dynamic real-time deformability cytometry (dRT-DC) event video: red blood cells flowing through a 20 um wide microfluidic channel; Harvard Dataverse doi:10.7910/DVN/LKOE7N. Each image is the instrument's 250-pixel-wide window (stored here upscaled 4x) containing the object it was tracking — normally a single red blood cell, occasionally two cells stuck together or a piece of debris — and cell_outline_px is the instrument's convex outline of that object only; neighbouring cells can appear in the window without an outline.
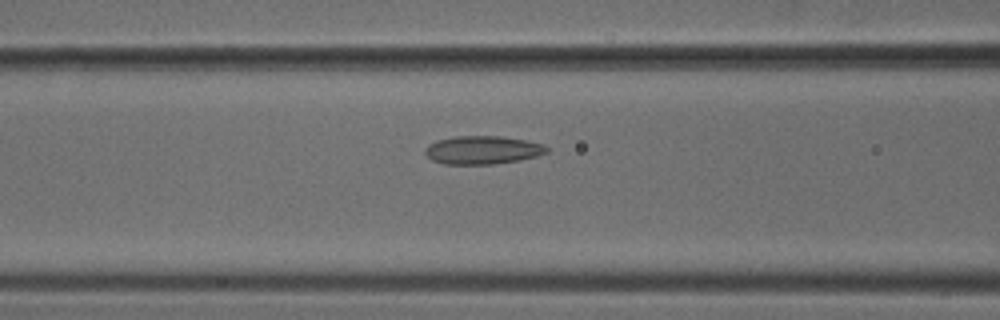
{"species": "common noctule bat (a hibernating species)", "species_latin": "Nyctalus noctula", "temperature_condition": "cold", "stored_images_in_passage": 42, "camera_frame_rate_fps": 3000, "um_per_image_px": 0.085, "animal": {"sex": "male", "body_mass_g": 18.8}, "frame": {"image": 1, "passage_image": 12, "time_ms": 3.667, "image_size_px": [1000, 320], "cell_outline_px": [[548, 152], [536, 156], [520, 160], [492, 164], [444, 164], [432, 160], [424, 152], [424, 148], [428, 144], [436, 140], [452, 136], [500, 136], [528, 140], [544, 144], [548, 148]], "centroid_in_image_um": [41.01, 12.74], "position_along_channel_um": 125.6, "area_um2": 20.23}}
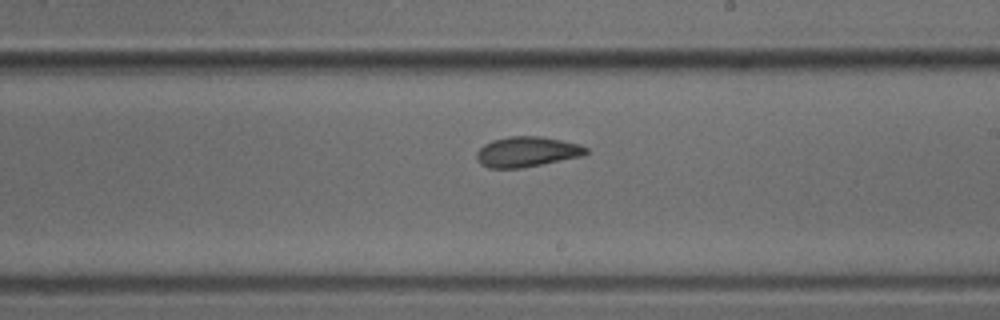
{"frame": {"image": 2, "passage_image": 21, "time_ms": 6.667, "image_size_px": [1000, 320], "cell_outline_px": [[588, 152], [580, 156], [520, 168], [488, 168], [480, 164], [476, 160], [476, 152], [484, 144], [492, 140], [508, 136], [540, 136], [580, 144], [588, 148]], "centroid_in_image_um": [44.73, 12.89], "position_along_channel_um": 244.3, "area_um2": 19.19}}
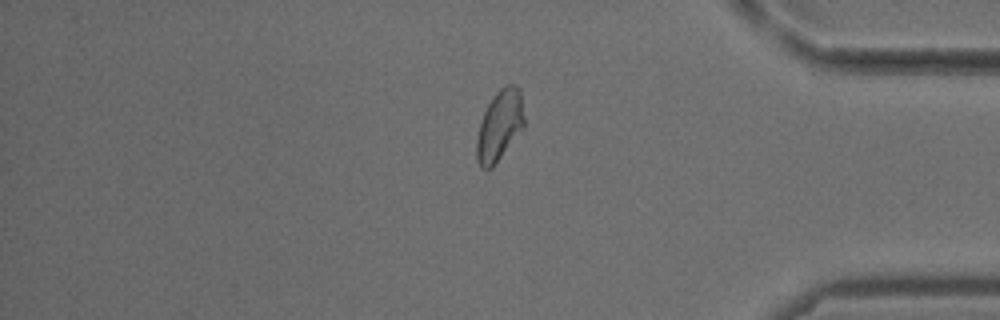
{"frame": {"image": 3, "passage_image": 34, "time_ms": 11.0, "image_size_px": [1000, 320], "cell_outline_px": [[524, 128], [492, 168], [480, 168], [476, 160], [476, 140], [480, 120], [488, 104], [496, 92], [500, 88], [508, 84], [516, 84], [520, 88], [524, 116]], "centroid_in_image_um": [42.46, 10.67], "position_along_channel_um": 392.7, "area_um2": 19.77}}